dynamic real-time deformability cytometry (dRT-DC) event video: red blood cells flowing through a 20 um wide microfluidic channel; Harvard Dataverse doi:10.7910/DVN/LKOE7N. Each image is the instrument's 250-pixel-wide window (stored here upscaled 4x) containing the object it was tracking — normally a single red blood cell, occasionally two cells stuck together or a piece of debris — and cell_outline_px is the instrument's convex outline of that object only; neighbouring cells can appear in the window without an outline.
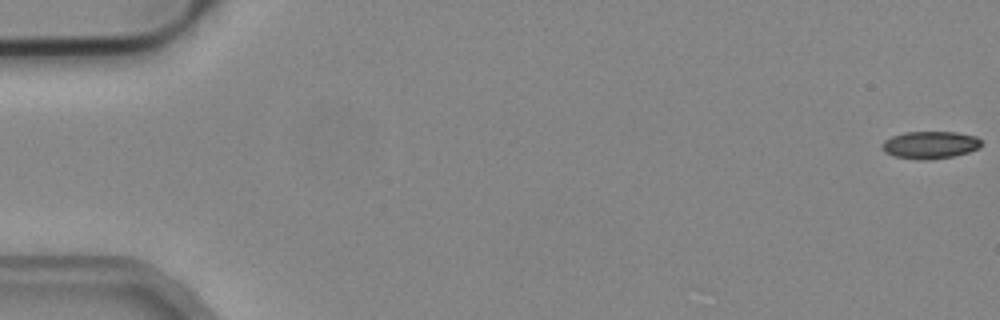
{"species": "common noctule bat (a hibernating species)", "species_latin": "Nyctalus noctula", "temperature_condition": "cold", "stored_images_in_passage": 15, "camera_frame_rate_fps": 3000, "um_per_image_px": 0.085, "animal": {"sex": "male", "body_mass_g": 19.2, "forearm_length_mm": 51.8}, "frame": {"image": 1, "passage_image": 1, "time_ms": 0.0, "image_size_px": [1000, 320], "cell_outline_px": [[980, 148], [968, 152], [952, 156], [924, 160], [892, 156], [884, 152], [880, 148], [880, 144], [884, 140], [892, 136], [904, 132], [956, 132], [976, 136], [980, 140]], "centroid_in_image_um": [79.0, 12.31], "position_along_channel_um": 6.0, "area_um2": 15.9}}
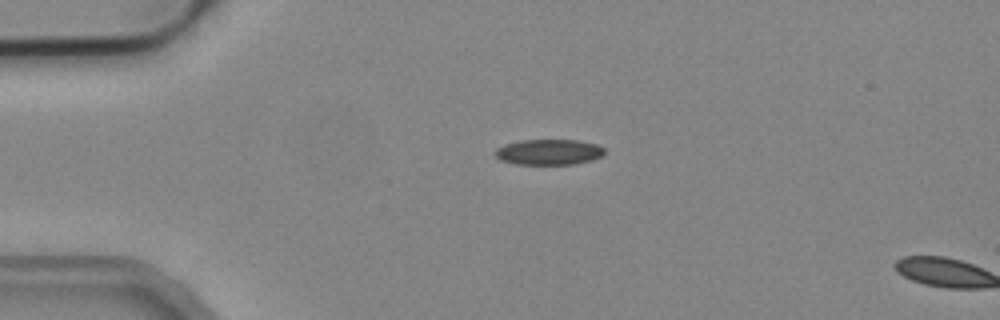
{"frame": {"image": 2, "passage_image": 13, "time_ms": 4.0, "image_size_px": [1000, 320], "cell_outline_px": [[604, 152], [600, 156], [592, 160], [576, 164], [512, 164], [500, 160], [496, 156], [496, 148], [504, 144], [520, 140], [576, 140], [596, 144], [604, 148]], "centroid_in_image_um": [46.62, 12.92], "position_along_channel_um": 38.4, "area_um2": 16.3}}